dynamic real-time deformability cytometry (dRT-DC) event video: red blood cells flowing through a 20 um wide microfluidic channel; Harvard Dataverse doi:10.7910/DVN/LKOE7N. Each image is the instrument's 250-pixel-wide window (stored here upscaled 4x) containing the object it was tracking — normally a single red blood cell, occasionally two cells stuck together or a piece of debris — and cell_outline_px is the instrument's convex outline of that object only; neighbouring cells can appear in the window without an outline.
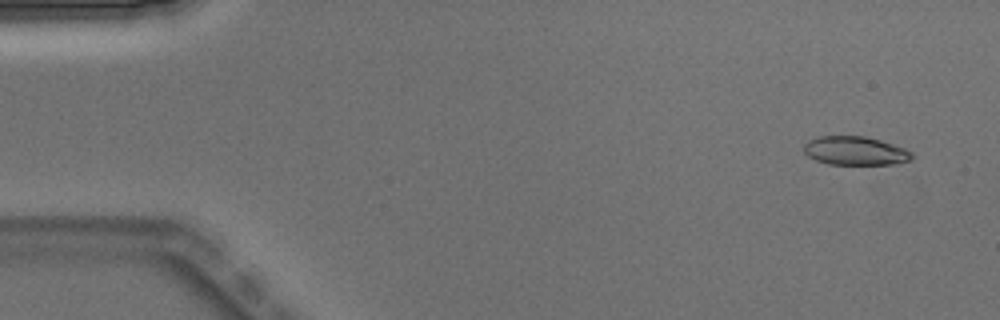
{"species": "Egyptian fruit bat (a non-hibernating species)", "species_latin": "Rousettus aegyptiacus", "temperature_condition": "warm", "stored_images_in_passage": 6, "camera_frame_rate_fps": 3000, "um_per_image_px": 0.085, "animal": {"sex": "male"}, "frame": {"image": 1, "passage_image": 1, "time_ms": 0.0, "image_size_px": [1000, 320], "cell_outline_px": [[912, 160], [896, 164], [828, 164], [816, 160], [808, 156], [804, 152], [804, 144], [808, 140], [820, 136], [864, 136], [880, 140], [904, 148], [912, 152]], "centroid_in_image_um": [72.69, 12.82], "position_along_channel_um": 12.3, "area_um2": 18.03}}
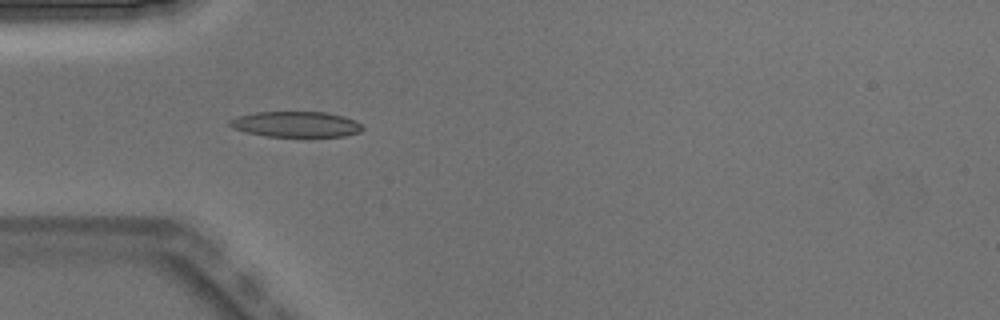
{"frame": {"image": 2, "passage_image": 4, "time_ms": 1.0, "image_size_px": [1000, 320], "cell_outline_px": [[364, 128], [360, 132], [344, 136], [308, 140], [268, 136], [244, 132], [232, 128], [228, 124], [228, 120], [236, 116], [256, 112], [328, 112], [344, 116], [356, 120]], "centroid_in_image_um": [25.19, 10.61], "position_along_channel_um": 59.8, "area_um2": 21.04}}